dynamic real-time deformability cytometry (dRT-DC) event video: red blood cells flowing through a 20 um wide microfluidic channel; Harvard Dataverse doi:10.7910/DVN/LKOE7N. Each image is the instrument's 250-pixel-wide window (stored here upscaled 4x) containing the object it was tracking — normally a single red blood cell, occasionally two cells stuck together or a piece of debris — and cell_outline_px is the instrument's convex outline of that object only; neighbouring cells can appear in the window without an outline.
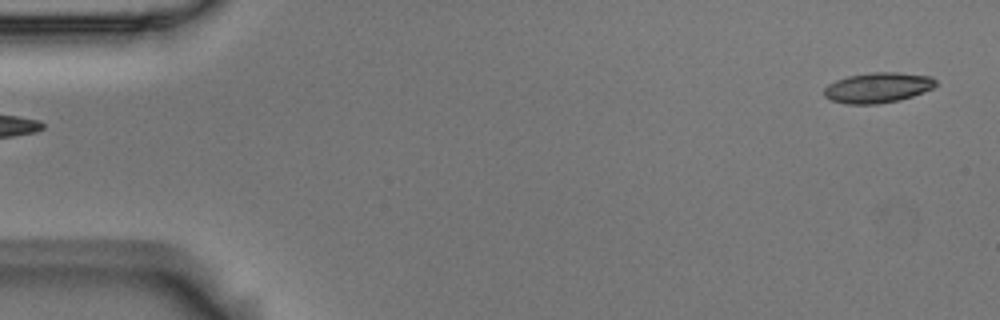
{"species": "Egyptian fruit bat (a non-hibernating species)", "species_latin": "Rousettus aegyptiacus", "temperature_condition": "room temperature", "stored_images_in_passage": 2, "camera_frame_rate_fps": 3000, "um_per_image_px": 0.085, "animal": {"sex": "male"}, "frame": {"image": 1, "passage_image": 2, "time_ms": 0.333, "image_size_px": [1000, 320], "cell_outline_px": [[936, 84], [932, 88], [912, 96], [900, 100], [876, 104], [844, 104], [832, 100], [824, 96], [824, 88], [828, 84], [836, 80], [848, 76], [872, 72], [896, 72], [932, 76], [936, 80]], "centroid_in_image_um": [74.6, 7.45], "position_along_channel_um": 10.4, "area_um2": 19.71}}